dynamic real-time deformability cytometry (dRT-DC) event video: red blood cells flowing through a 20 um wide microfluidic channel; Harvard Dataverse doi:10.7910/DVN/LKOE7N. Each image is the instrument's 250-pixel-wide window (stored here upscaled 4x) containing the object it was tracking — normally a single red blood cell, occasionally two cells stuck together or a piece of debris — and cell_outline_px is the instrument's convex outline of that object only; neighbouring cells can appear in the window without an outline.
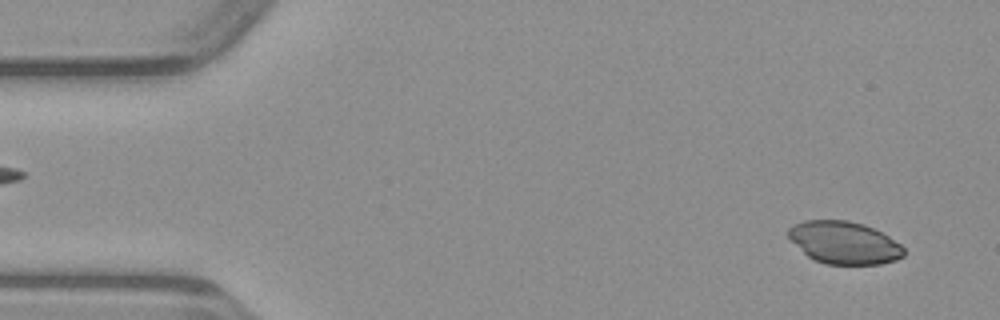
{"species": "common noctule bat (a hibernating species)", "species_latin": "Nyctalus noctula", "temperature_condition": "warm", "stored_images_in_passage": 49, "camera_frame_rate_fps": 3000, "um_per_image_px": 0.085, "animal": {"sex": "male", "body_mass_g": 23.1, "forearm_length_mm": 52.7}, "frame": {"image": 1, "passage_image": 3, "time_ms": 0.667, "image_size_px": [1000, 320], "cell_outline_px": [[904, 256], [896, 260], [880, 264], [824, 264], [808, 256], [788, 236], [788, 228], [804, 220], [848, 220], [864, 224], [888, 236], [900, 244], [904, 248]], "centroid_in_image_um": [71.77, 20.62], "position_along_channel_um": 13.2, "area_um2": 28.32}}